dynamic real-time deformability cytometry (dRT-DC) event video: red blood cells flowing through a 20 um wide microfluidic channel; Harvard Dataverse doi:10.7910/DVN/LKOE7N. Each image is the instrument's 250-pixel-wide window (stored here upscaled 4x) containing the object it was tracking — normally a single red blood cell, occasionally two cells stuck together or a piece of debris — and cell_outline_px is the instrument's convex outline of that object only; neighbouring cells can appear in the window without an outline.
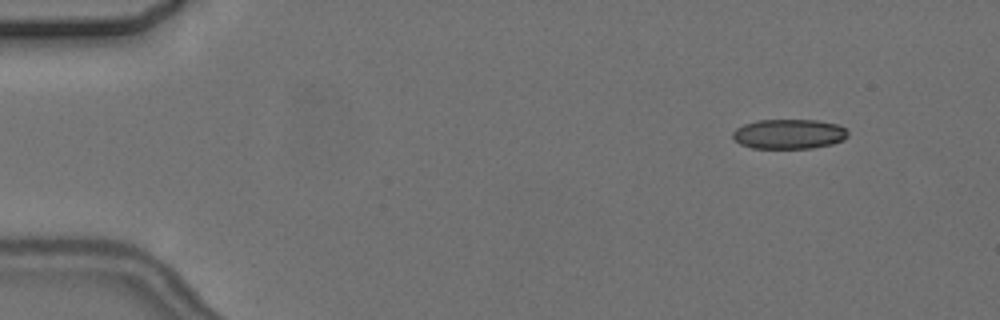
{"species": "common noctule bat (a hibernating species)", "species_latin": "Nyctalus noctula", "temperature_condition": "cold", "stored_images_in_passage": 5, "camera_frame_rate_fps": 3000, "um_per_image_px": 0.085, "animal": {"sex": "female", "body_mass_g": 24.6, "forearm_length_mm": 56.2}, "frame": {"image": 1, "passage_image": 1, "time_ms": 0.0, "image_size_px": [1000, 320], "cell_outline_px": [[848, 136], [844, 140], [832, 144], [812, 148], [752, 148], [740, 144], [732, 136], [732, 132], [736, 128], [744, 124], [756, 120], [816, 120], [836, 124], [844, 128], [848, 132]], "centroid_in_image_um": [67.05, 11.39], "position_along_channel_um": 17.9, "area_um2": 20.0}}
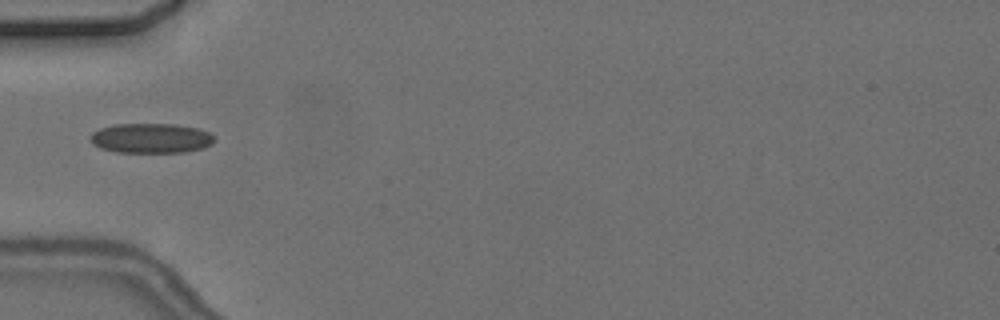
{"frame": {"image": 2, "passage_image": 4, "time_ms": 4.333, "image_size_px": [1000, 320], "cell_outline_px": [[216, 140], [212, 144], [204, 148], [184, 152], [116, 152], [100, 148], [92, 144], [88, 140], [88, 136], [92, 132], [100, 128], [116, 124], [176, 124], [196, 128], [208, 132], [216, 136]], "centroid_in_image_um": [12.82, 11.75], "position_along_channel_um": 72.2, "area_um2": 21.85}}
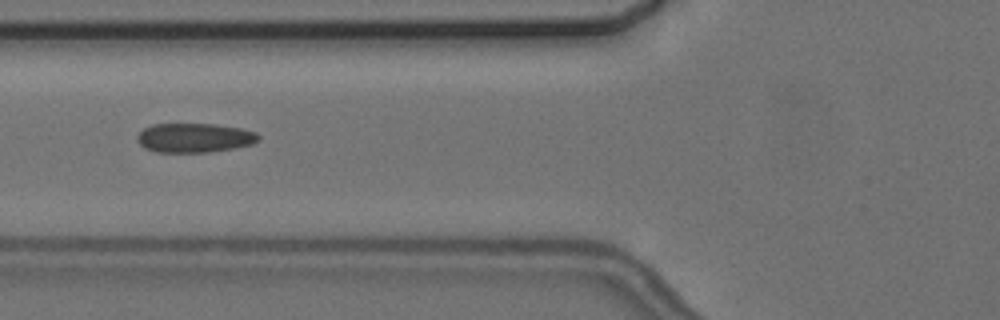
{"frame": {"image": 3, "passage_image": 5, "time_ms": 5.333, "image_size_px": [1000, 320], "cell_outline_px": [[260, 140], [252, 144], [236, 148], [208, 152], [156, 152], [144, 148], [136, 140], [136, 136], [144, 128], [152, 124], [216, 124], [240, 128], [256, 132], [260, 136]], "centroid_in_image_um": [16.53, 11.71], "position_along_channel_um": 109.3, "area_um2": 20.87}}